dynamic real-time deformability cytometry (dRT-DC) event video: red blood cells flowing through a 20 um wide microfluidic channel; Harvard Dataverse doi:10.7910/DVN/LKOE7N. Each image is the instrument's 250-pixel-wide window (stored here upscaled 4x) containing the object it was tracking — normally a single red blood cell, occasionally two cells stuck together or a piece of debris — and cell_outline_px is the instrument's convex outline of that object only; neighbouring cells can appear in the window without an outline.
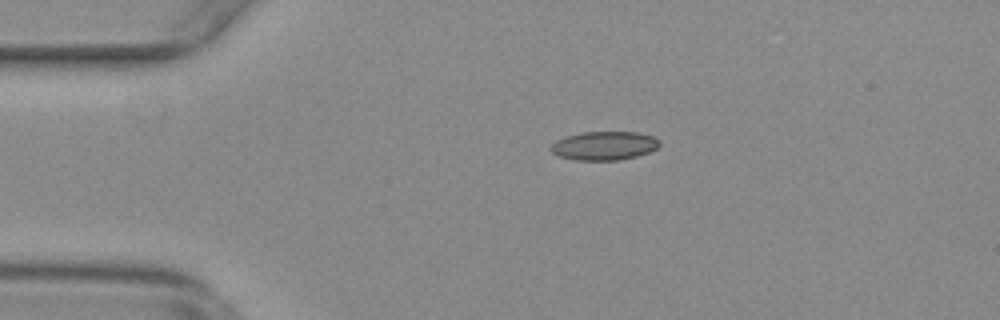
{"species": "common noctule bat (a hibernating species)", "species_latin": "Nyctalus noctula", "temperature_condition": "warm", "stored_images_in_passage": 55, "camera_frame_rate_fps": 3000, "um_per_image_px": 0.085, "animal": {"sex": "female", "body_mass_g": 29.2, "forearm_length_mm": 56.3}, "frame": {"image": 1, "passage_image": 12, "time_ms": 3.667, "image_size_px": [1000, 320], "cell_outline_px": [[660, 144], [656, 148], [648, 152], [636, 156], [616, 160], [576, 160], [560, 156], [552, 152], [552, 144], [556, 140], [580, 132], [636, 132], [652, 136], [660, 140]], "centroid_in_image_um": [51.37, 12.38], "position_along_channel_um": 33.6, "area_um2": 17.92}}
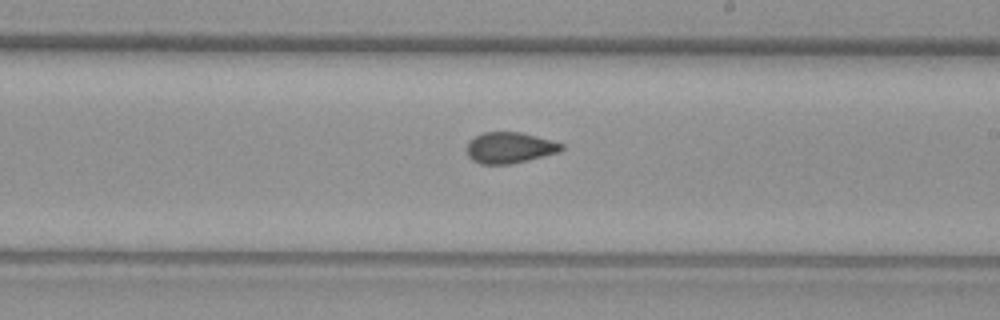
{"frame": {"image": 2, "passage_image": 32, "time_ms": 10.333, "image_size_px": [1000, 320], "cell_outline_px": [[564, 148], [560, 152], [528, 160], [508, 164], [480, 164], [472, 160], [468, 156], [468, 140], [484, 132], [520, 132], [552, 140], [564, 144]], "centroid_in_image_um": [43.34, 12.55], "position_along_channel_um": 245.7, "area_um2": 17.11}}
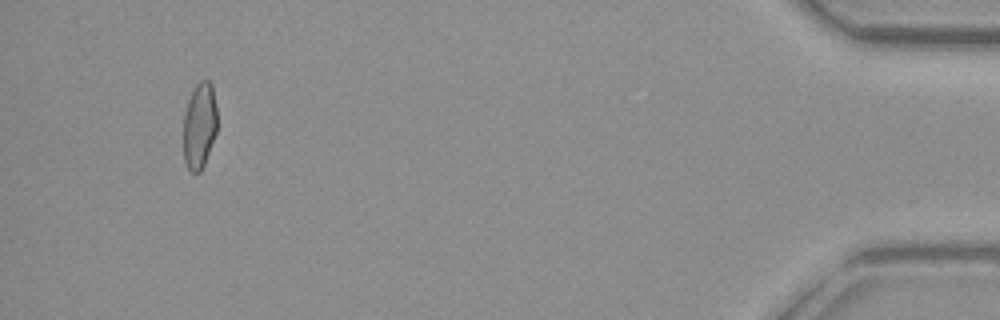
{"frame": {"image": 3, "passage_image": 52, "time_ms": 17.0, "image_size_px": [1000, 320], "cell_outline_px": [[216, 132], [204, 164], [200, 172], [192, 172], [188, 168], [184, 160], [184, 112], [188, 100], [196, 84], [200, 80], [208, 80], [212, 84], [216, 108]], "centroid_in_image_um": [16.95, 10.66], "position_along_channel_um": 418.3, "area_um2": 16.76}, "authors_computed_cell_mechanics": {"area_um2": 17.4556, "velocity_mm_per_s": 3.7933, "shape_relaxation_time_tau1_ms": null, "shape_relaxation_time_tau2_ms": 1.101, "deformation_change_tau1": null, "deformation_change_tau2": 0.0553}}